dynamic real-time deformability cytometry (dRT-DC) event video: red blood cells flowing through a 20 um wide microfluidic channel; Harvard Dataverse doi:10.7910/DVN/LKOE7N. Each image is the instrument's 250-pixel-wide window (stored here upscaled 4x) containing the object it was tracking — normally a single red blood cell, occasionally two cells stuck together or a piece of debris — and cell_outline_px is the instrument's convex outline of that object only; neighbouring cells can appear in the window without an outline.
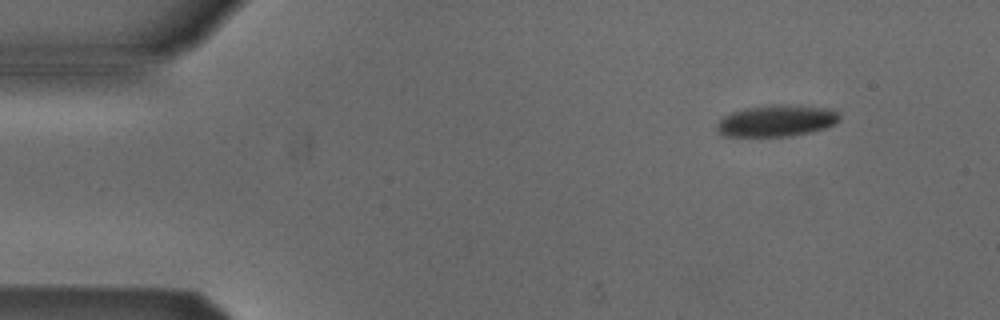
{"species": "Egyptian fruit bat (a non-hibernating species)", "species_latin": "Rousettus aegyptiacus", "temperature_condition": "cold", "stored_images_in_passage": 5, "camera_frame_rate_fps": 3000, "um_per_image_px": 0.085, "animal": {"sex": "male"}, "frame": {"image": 1, "passage_image": 1, "time_ms": 0.0, "image_size_px": [1000, 320], "cell_outline_px": [[840, 120], [836, 124], [824, 128], [792, 136], [724, 136], [716, 128], [716, 124], [724, 116], [732, 112], [748, 108], [832, 108], [840, 116]], "centroid_in_image_um": [65.99, 10.33], "position_along_channel_um": 19.0, "area_um2": 21.15}}
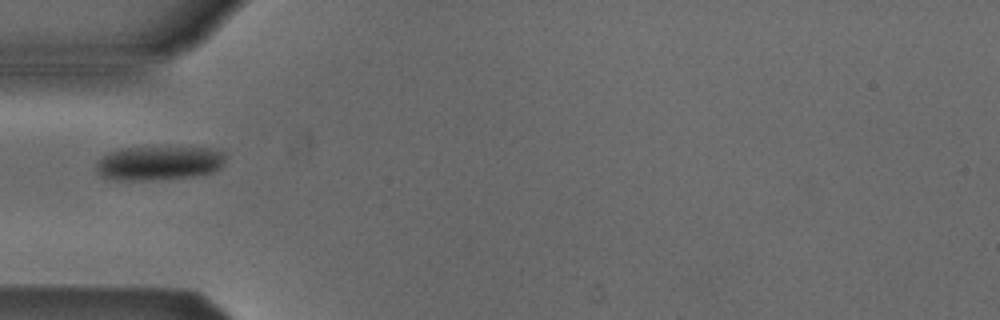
{"frame": {"image": 2, "passage_image": 4, "time_ms": 3.667, "image_size_px": [1000, 320], "cell_outline_px": [[224, 164], [220, 168], [212, 172], [196, 176], [152, 180], [112, 180], [100, 176], [96, 172], [96, 164], [108, 152], [124, 148], [212, 148], [224, 152]], "centroid_in_image_um": [13.5, 13.88], "position_along_channel_um": 71.5, "area_um2": 25.66}}
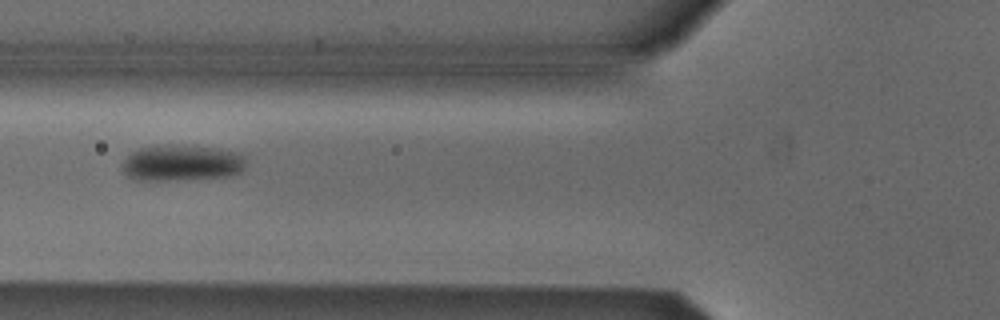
{"frame": {"image": 3, "passage_image": 5, "time_ms": 4.667, "image_size_px": [1000, 320], "cell_outline_px": [[244, 168], [240, 172], [228, 176], [168, 180], [132, 180], [124, 172], [124, 160], [132, 152], [140, 148], [168, 144], [172, 144], [212, 148], [240, 152], [244, 156]], "centroid_in_image_um": [15.45, 13.84], "position_along_channel_um": 110.4, "area_um2": 25.78}}